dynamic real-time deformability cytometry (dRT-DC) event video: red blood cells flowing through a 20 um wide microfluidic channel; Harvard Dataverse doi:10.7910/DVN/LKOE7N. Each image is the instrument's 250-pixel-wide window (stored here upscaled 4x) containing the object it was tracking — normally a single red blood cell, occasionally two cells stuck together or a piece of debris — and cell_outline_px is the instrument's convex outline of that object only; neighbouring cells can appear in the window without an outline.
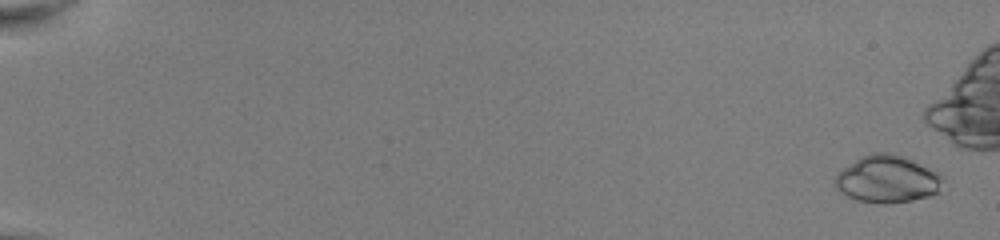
{"species": "common noctule bat (a hibernating species)", "species_latin": "Nyctalus noctula", "temperature_condition": "room temperature", "stored_images_in_passage": 48, "camera_frame_rate_fps": 3000, "um_per_image_px": 0.085, "animal": {"sex": "female", "body_mass_g": 22.0, "forearm_length_mm": 56.7}, "frame": {"image": 1, "passage_image": 2, "time_ms": 0.333, "image_size_px": [1000, 240], "cell_outline_px": [[944, 180], [940, 192], [928, 196], [912, 200], [888, 204], [884, 204], [856, 200], [840, 192], [836, 188], [836, 176], [844, 168], [860, 156], [872, 152], [892, 152], [944, 176]], "centroid_in_image_um": [75.43, 15.24], "position_along_channel_um": 9.6, "area_um2": 29.42}}